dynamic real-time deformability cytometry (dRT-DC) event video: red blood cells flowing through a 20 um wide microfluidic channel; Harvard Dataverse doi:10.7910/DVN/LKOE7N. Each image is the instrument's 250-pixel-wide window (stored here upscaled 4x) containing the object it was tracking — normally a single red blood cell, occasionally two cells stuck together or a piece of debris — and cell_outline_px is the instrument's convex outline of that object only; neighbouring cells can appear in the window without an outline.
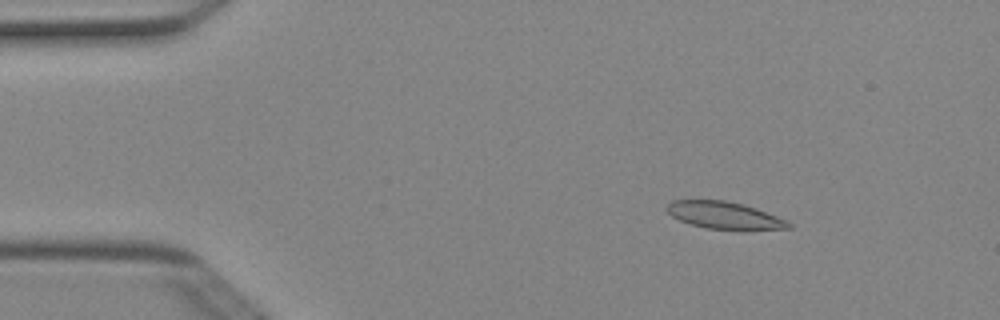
{"species": "Egyptian fruit bat (a non-hibernating species)", "species_latin": "Rousettus aegyptiacus", "temperature_condition": "cold", "stored_images_in_passage": 50, "camera_frame_rate_fps": 3000, "um_per_image_px": 0.085, "animal": {"sex": "female"}, "frame": {"image": 1, "passage_image": 7, "time_ms": 2.0, "image_size_px": [1000, 320], "cell_outline_px": [[792, 228], [740, 232], [708, 228], [692, 224], [680, 220], [672, 216], [664, 208], [672, 200], [724, 200], [744, 204], [756, 208], [788, 220], [792, 224]], "centroid_in_image_um": [61.66, 18.34], "position_along_channel_um": 23.3, "area_um2": 19.94}}
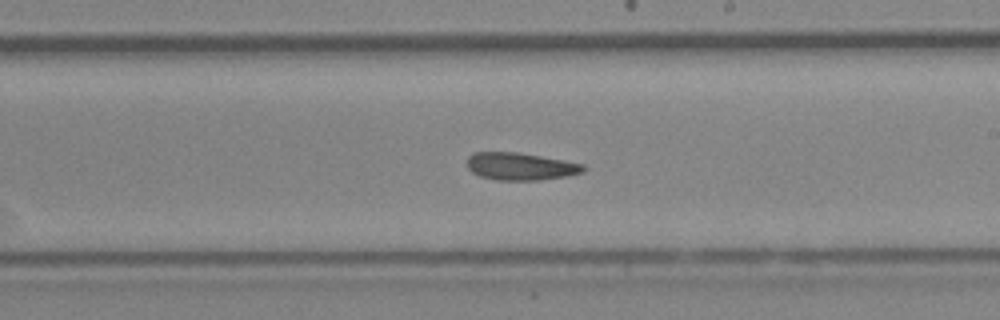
{"frame": {"image": 2, "passage_image": 29, "time_ms": 9.333, "image_size_px": [1000, 320], "cell_outline_px": [[588, 168], [584, 172], [568, 176], [540, 180], [496, 180], [480, 176], [472, 172], [468, 168], [468, 156], [472, 152], [516, 152], [564, 160], [584, 164]], "centroid_in_image_um": [44.27, 14.14], "position_along_channel_um": 244.7, "area_um2": 18.73}}
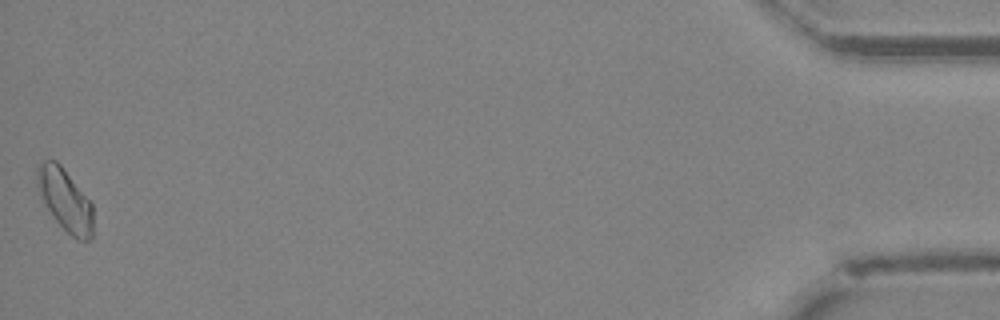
{"frame": {"image": 3, "passage_image": 50, "time_ms": 16.333, "image_size_px": [1000, 320], "cell_outline_px": [[92, 236], [88, 240], [76, 240], [52, 216], [44, 204], [40, 196], [36, 184], [36, 168], [40, 160], [56, 160], [60, 164], [92, 204]], "centroid_in_image_um": [5.48, 16.96], "position_along_channel_um": 429.7, "area_um2": 20.17}, "authors_computed_cell_mechanics": {"area_um2": 19.2185, "velocity_mm_per_s": 4.0009, "shape_relaxation_time_tau1_ms": null, "shape_relaxation_time_tau2_ms": 4.7404, "deformation_change_tau1": null, "deformation_change_tau2": 0.1138}}